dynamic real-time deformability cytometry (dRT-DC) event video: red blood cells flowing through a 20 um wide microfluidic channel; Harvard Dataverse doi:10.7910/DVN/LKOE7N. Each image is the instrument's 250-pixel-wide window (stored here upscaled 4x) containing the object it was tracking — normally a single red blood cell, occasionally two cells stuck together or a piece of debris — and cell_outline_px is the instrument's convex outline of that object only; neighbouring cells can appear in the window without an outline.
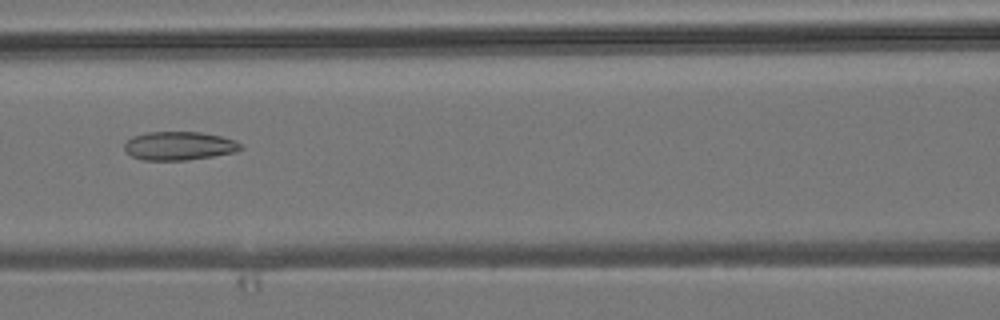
{"species": "common noctule bat (a hibernating species)", "species_latin": "Nyctalus noctula", "temperature_condition": "room temperature", "stored_images_in_passage": 3, "camera_frame_rate_fps": 3000, "um_per_image_px": 0.085, "animal": {"sex": "male", "body_mass_g": 19.2, "forearm_length_mm": 51.8}, "frame": {"image": 1, "passage_image": 3, "time_ms": 2.0, "image_size_px": [1000, 320], "cell_outline_px": [[244, 148], [236, 152], [188, 160], [144, 160], [132, 156], [124, 148], [124, 144], [132, 136], [148, 132], [200, 132], [220, 136], [236, 140]], "centroid_in_image_um": [15.25, 12.39], "position_along_channel_um": 151.4, "area_um2": 19.31}}